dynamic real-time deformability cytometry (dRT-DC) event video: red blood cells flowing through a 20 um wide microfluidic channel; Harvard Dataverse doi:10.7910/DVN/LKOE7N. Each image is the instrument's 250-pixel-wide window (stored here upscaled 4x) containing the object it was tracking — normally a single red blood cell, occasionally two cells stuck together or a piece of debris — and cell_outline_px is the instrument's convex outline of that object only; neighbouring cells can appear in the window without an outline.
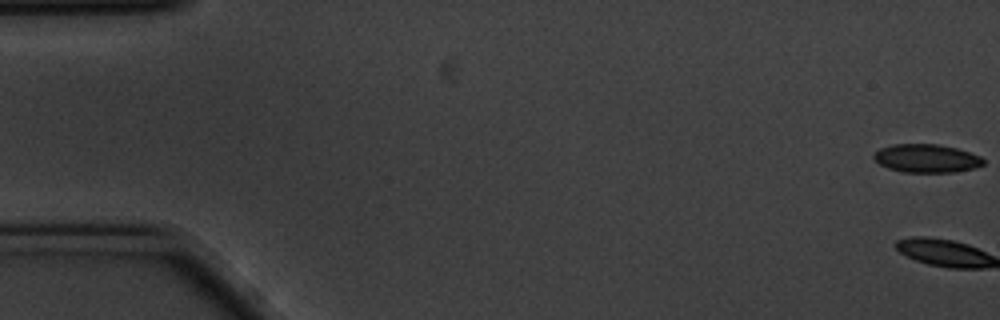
{"species": "common noctule bat (a hibernating species)", "species_latin": "Nyctalus noctula", "temperature_condition": "cold", "stored_images_in_passage": 3, "camera_frame_rate_fps": 3000, "um_per_image_px": 0.085, "animal": {"sex": "male", "body_mass_g": 20.1, "forearm_length_mm": 53.5}, "frame": {"image": 1, "passage_image": 1, "time_ms": 0.0, "image_size_px": [1000, 320], "cell_outline_px": [[984, 164], [976, 168], [956, 172], [904, 172], [888, 168], [880, 164], [872, 156], [880, 148], [892, 144], [936, 144], [956, 148], [980, 156], [984, 160]], "centroid_in_image_um": [78.76, 13.46], "position_along_channel_um": 6.2, "area_um2": 18.03}}